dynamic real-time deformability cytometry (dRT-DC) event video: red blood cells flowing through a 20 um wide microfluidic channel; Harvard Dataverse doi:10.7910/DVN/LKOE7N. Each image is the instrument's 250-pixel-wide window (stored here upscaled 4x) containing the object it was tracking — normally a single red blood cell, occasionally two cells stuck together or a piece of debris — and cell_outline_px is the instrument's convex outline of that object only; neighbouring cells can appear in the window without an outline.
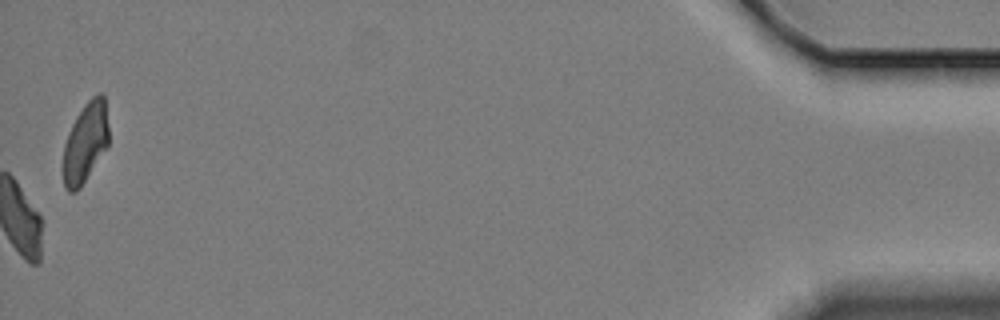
{"species": "Egyptian fruit bat (a non-hibernating species)", "species_latin": "Rousettus aegyptiacus", "temperature_condition": "cold", "stored_images_in_passage": 50, "camera_frame_rate_fps": 3000, "um_per_image_px": 0.085, "animal": {"sex": "female"}, "frame": {"image": 1, "passage_image": 50, "time_ms": 16.333, "image_size_px": [1000, 320], "cell_outline_px": [[108, 148], [80, 188], [76, 192], [68, 192], [64, 188], [64, 144], [68, 132], [76, 116], [84, 104], [96, 92], [100, 92], [104, 96], [108, 124]], "centroid_in_image_um": [7.27, 12.11], "position_along_channel_um": 427.9, "area_um2": 21.5}, "authors_computed_cell_mechanics": {"area_um2": 21.9929, "velocity_mm_per_s": 3.3312, "shape_relaxation_time_tau1_ms": 9.8463, "shape_relaxation_time_tau2_ms": null, "deformation_change_tau1": 0.192, "deformation_change_tau2": null}}